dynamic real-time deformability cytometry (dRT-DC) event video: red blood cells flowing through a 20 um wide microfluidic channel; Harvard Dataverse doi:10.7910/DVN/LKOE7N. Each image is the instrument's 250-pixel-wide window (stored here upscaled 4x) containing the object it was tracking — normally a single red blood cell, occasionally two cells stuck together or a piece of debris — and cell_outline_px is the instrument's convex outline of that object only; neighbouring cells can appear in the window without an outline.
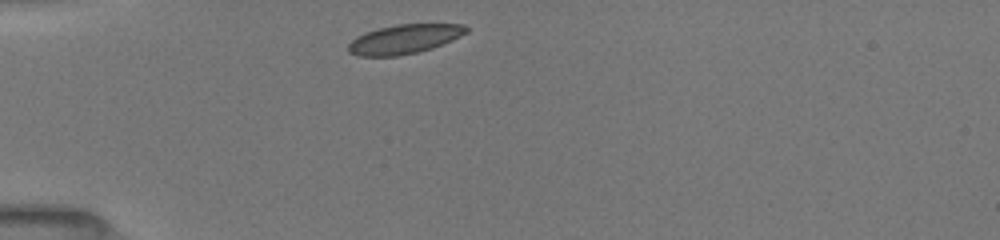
{"species": "common noctule bat (a hibernating species)", "species_latin": "Nyctalus noctula", "temperature_condition": "room temperature", "stored_images_in_passage": 38, "camera_frame_rate_fps": 3000, "um_per_image_px": 0.085, "animal": {"sex": "female", "body_mass_g": 19.5, "forearm_length_mm": 54.1}, "frame": {"image": 1, "passage_image": 1, "time_ms": 0.0, "image_size_px": [1000, 240], "cell_outline_px": [[468, 32], [460, 36], [432, 48], [416, 52], [396, 56], [356, 56], [348, 52], [348, 44], [356, 36], [364, 32], [376, 28], [396, 24], [464, 24], [468, 28]], "centroid_in_image_um": [34.32, 3.32], "position_along_channel_um": 50.7, "area_um2": 20.17}}
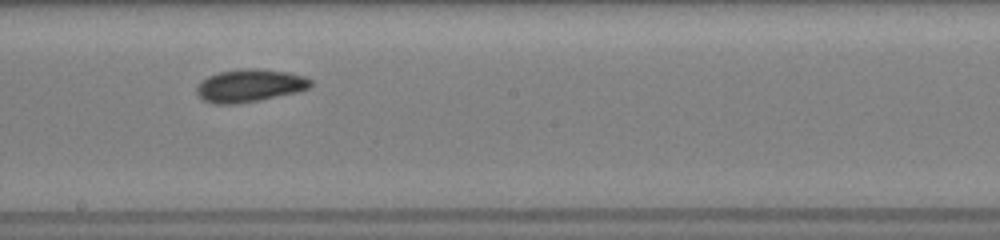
{"frame": {"image": 2, "passage_image": 16, "time_ms": 5.0, "image_size_px": [1000, 240], "cell_outline_px": [[312, 84], [308, 88], [296, 92], [260, 100], [236, 104], [212, 104], [204, 100], [196, 92], [196, 88], [208, 76], [220, 72], [244, 68], [256, 68], [288, 72], [304, 76], [312, 80]], "centroid_in_image_um": [21.24, 7.28], "position_along_channel_um": 227.0, "area_um2": 21.62}}
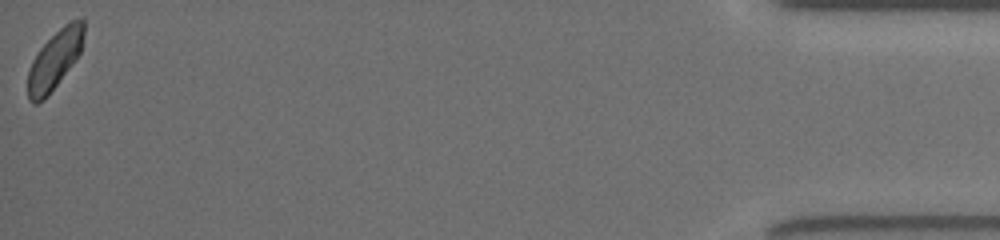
{"frame": {"image": 3, "passage_image": 38, "time_ms": 12.333, "image_size_px": [1000, 240], "cell_outline_px": [[84, 32], [80, 52], [76, 60], [48, 96], [44, 100], [36, 104], [32, 104], [28, 100], [28, 72], [32, 60], [40, 48], [64, 24], [72, 20], [84, 20]], "centroid_in_image_um": [4.63, 5.13], "position_along_channel_um": 430.6, "area_um2": 19.02}, "authors_computed_cell_mechanics": {"area_um2": 20.6057, "velocity_mm_per_s": 3.9497, "shape_relaxation_time_tau1_ms": 2.6603, "shape_relaxation_time_tau2_ms": 1.1949, "deformation_change_tau1": 0.1085, "deformation_change_tau2": 0.056}}